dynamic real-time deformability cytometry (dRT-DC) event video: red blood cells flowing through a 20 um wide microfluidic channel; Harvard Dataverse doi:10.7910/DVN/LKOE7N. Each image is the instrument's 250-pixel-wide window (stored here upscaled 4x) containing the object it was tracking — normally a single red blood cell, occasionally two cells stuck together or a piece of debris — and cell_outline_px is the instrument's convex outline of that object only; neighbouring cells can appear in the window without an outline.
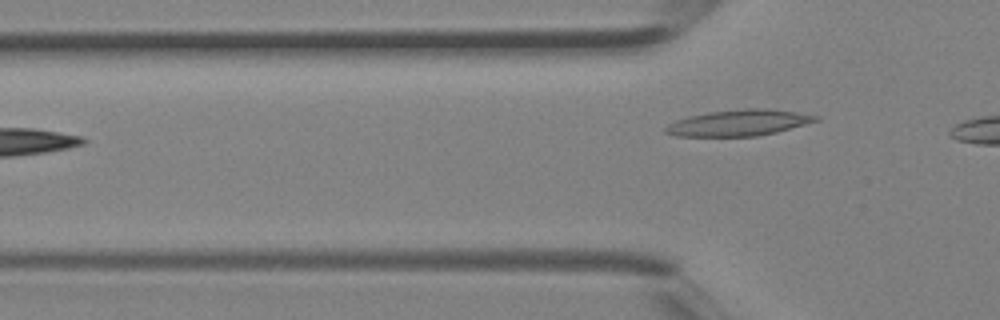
{"species": "Egyptian fruit bat (a non-hibernating species)", "species_latin": "Rousettus aegyptiacus", "temperature_condition": "room temperature", "stored_images_in_passage": 4, "camera_frame_rate_fps": 3000, "um_per_image_px": 0.085, "animal": {"sex": "female"}, "frame": {"image": 1, "passage_image": 4, "time_ms": 1.0, "image_size_px": [1000, 320], "cell_outline_px": [[820, 120], [776, 132], [756, 136], [676, 136], [664, 132], [664, 128], [668, 124], [676, 120], [688, 116], [708, 112], [744, 108], [764, 108], [796, 112], [820, 116]], "centroid_in_image_um": [62.78, 10.43], "position_along_channel_um": 63.0, "area_um2": 22.83}}